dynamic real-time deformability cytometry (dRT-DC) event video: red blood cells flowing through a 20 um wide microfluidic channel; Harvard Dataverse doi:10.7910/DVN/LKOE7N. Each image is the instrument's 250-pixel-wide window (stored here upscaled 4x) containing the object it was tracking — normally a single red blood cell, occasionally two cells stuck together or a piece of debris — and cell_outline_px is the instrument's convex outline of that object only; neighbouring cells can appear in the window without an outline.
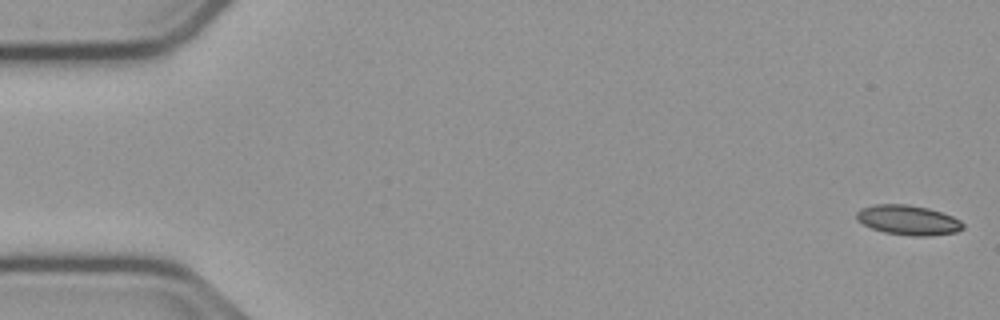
{"species": "common noctule bat (a hibernating species)", "species_latin": "Nyctalus noctula", "temperature_condition": "cold", "stored_images_in_passage": 54, "camera_frame_rate_fps": 3000, "um_per_image_px": 0.085, "animal": {"sex": "male", "body_mass_g": 23.1, "forearm_length_mm": 52.7}, "frame": {"image": 1, "passage_image": 1, "time_ms": 0.0, "image_size_px": [1000, 320], "cell_outline_px": [[964, 228], [956, 232], [932, 236], [912, 236], [884, 232], [872, 228], [856, 220], [856, 212], [860, 208], [876, 204], [908, 204], [928, 208], [952, 216], [960, 220], [964, 224]], "centroid_in_image_um": [77.19, 18.71], "position_along_channel_um": 7.8, "area_um2": 18.55}}
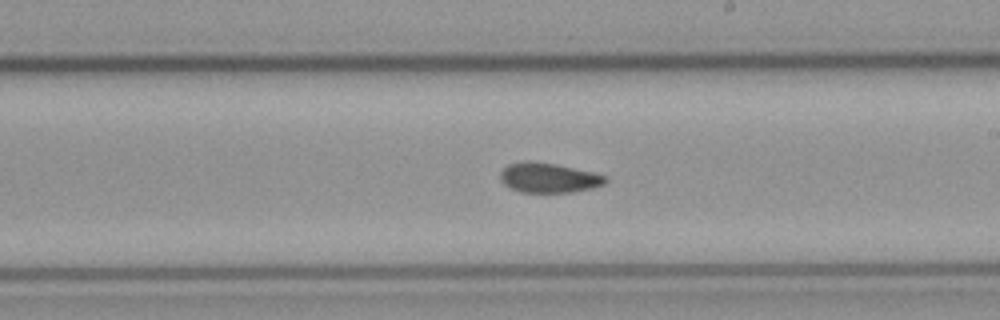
{"frame": {"image": 2, "passage_image": 31, "time_ms": 10.0, "image_size_px": [1000, 320], "cell_outline_px": [[608, 180], [604, 184], [592, 188], [572, 192], [520, 192], [504, 184], [500, 180], [500, 172], [508, 164], [524, 160], [528, 160], [556, 164], [592, 172], [608, 176]], "centroid_in_image_um": [46.63, 15.1], "position_along_channel_um": 242.4, "area_um2": 18.32}}
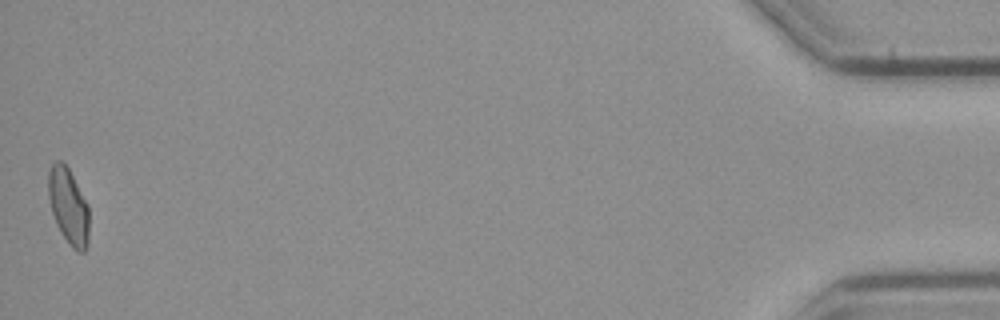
{"frame": {"image": 3, "passage_image": 54, "time_ms": 17.667, "image_size_px": [1000, 320], "cell_outline_px": [[88, 240], [84, 252], [76, 252], [68, 244], [60, 232], [56, 224], [52, 212], [48, 196], [48, 172], [52, 164], [56, 160], [60, 160], [68, 168], [88, 204]], "centroid_in_image_um": [5.81, 17.55], "position_along_channel_um": 429.4, "area_um2": 18.03}, "authors_computed_cell_mechanics": {"area_um2": 18.3226, "velocity_mm_per_s": 3.7746, "shape_relaxation_time_tau1_ms": null, "shape_relaxation_time_tau2_ms": 3.4968, "deformation_change_tau1": null, "deformation_change_tau2": 0.0798}}